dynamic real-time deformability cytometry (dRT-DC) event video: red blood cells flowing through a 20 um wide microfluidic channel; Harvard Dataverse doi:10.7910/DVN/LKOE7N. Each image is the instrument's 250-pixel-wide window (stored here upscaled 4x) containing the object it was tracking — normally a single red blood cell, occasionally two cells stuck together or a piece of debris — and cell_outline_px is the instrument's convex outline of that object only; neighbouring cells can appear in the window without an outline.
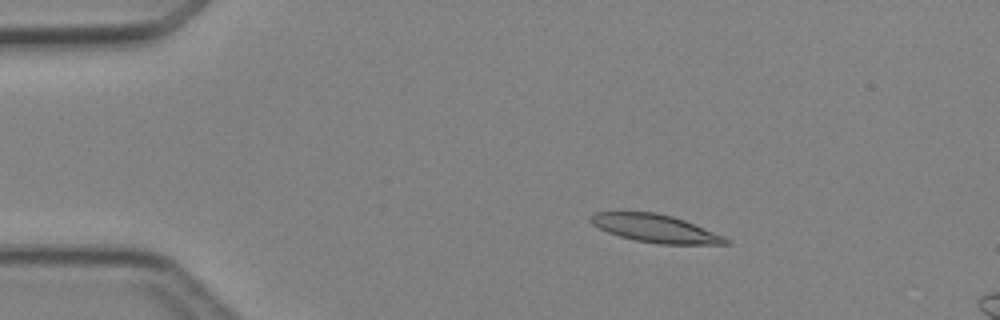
{"species": "Egyptian fruit bat (a non-hibernating species)", "species_latin": "Rousettus aegyptiacus", "temperature_condition": "cold", "stored_images_in_passage": 4, "camera_frame_rate_fps": 3000, "um_per_image_px": 0.085, "animal": {"sex": "female"}, "frame": {"image": 1, "passage_image": 2, "time_ms": 2.0, "image_size_px": [1000, 320], "cell_outline_px": [[732, 244], [660, 244], [636, 240], [620, 236], [608, 232], [592, 224], [588, 220], [588, 216], [596, 212], [656, 212], [672, 216], [684, 220], [724, 236], [732, 240]], "centroid_in_image_um": [55.72, 19.41], "position_along_channel_um": 29.3, "area_um2": 21.91}}